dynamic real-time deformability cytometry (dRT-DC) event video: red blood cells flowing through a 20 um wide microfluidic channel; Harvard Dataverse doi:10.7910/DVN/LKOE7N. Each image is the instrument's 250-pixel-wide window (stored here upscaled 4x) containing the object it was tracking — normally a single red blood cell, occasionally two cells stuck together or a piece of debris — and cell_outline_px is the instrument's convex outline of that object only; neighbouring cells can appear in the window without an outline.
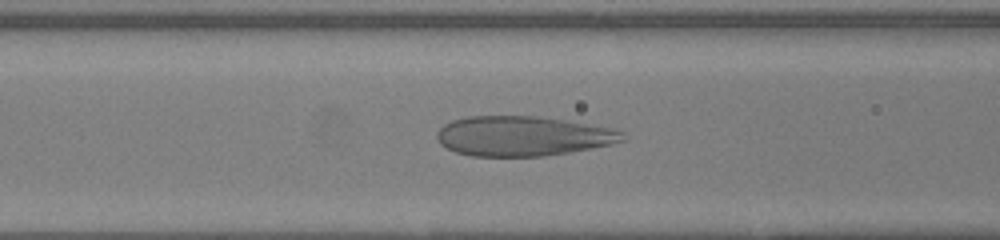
{"species": "human", "species_latin": "Homo sapiens", "temperature_condition": "warm", "stored_images_in_passage": 42, "camera_frame_rate_fps": 3000, "um_per_image_px": 0.085, "donor": {"sex": "female"}, "frame": {"image": 1, "passage_image": 17, "time_ms": 5.333, "image_size_px": [1000, 240], "cell_outline_px": [[628, 140], [612, 144], [592, 148], [544, 156], [472, 156], [456, 152], [440, 144], [436, 136], [436, 132], [444, 124], [452, 120], [468, 116], [540, 116], [564, 120], [608, 128], [624, 132]], "centroid_in_image_um": [44.43, 11.56], "position_along_channel_um": 122.2, "area_um2": 43.06}}
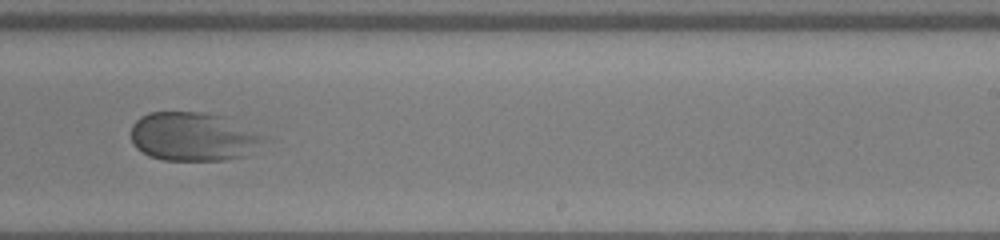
{"frame": {"image": 2, "passage_image": 28, "time_ms": 9.0, "image_size_px": [1000, 240], "cell_outline_px": [[272, 140], [244, 156], [224, 160], [164, 160], [148, 156], [136, 148], [132, 144], [132, 124], [140, 116], [148, 112], [204, 112], [224, 116]], "centroid_in_image_um": [16.44, 11.62], "position_along_channel_um": 272.6, "area_um2": 38.09}}
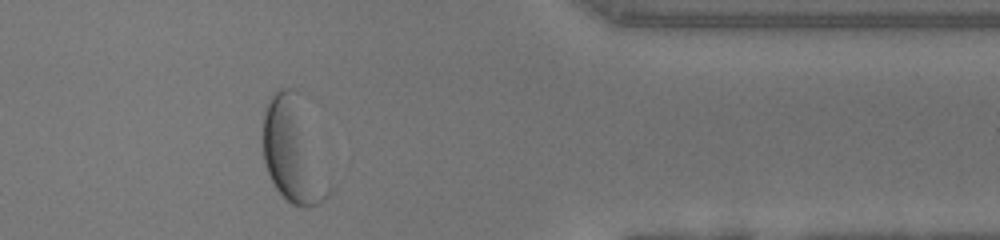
{"frame": {"image": 3, "passage_image": 38, "time_ms": 12.333, "image_size_px": [1000, 240], "cell_outline_px": [[332, 192], [324, 200], [316, 204], [304, 208], [292, 204], [276, 188], [268, 172], [264, 160], [264, 112], [272, 96], [280, 88], [296, 88]], "centroid_in_image_um": [24.91, 12.87], "position_along_channel_um": 386.5, "area_um2": 38.67}}